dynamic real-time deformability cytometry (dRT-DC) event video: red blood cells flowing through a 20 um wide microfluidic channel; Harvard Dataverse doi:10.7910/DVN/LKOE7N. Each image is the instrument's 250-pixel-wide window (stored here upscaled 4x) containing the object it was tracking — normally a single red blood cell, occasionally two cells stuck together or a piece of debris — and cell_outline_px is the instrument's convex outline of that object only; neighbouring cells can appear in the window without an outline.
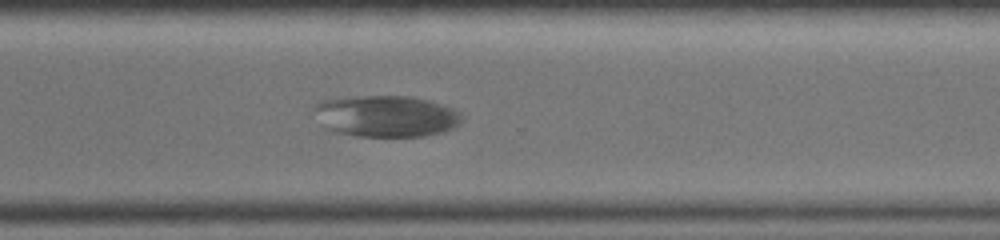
{"species": "common noctule bat (a hibernating species)", "species_latin": "Nyctalus noctula", "temperature_condition": "warm", "stored_images_in_passage": 49, "camera_frame_rate_fps": 3000, "um_per_image_px": 0.085, "animal": {"sex": "female", "body_mass_g": 19.0, "forearm_length_mm": 51.5}, "frame": {"image": 1, "passage_image": 36, "time_ms": 11.667, "image_size_px": [1000, 240], "cell_outline_px": [[460, 124], [444, 132], [424, 136], [356, 136], [336, 132], [328, 128], [316, 108], [316, 104], [320, 100], [356, 96], [408, 96], [428, 100], [452, 108], [460, 112]], "centroid_in_image_um": [32.89, 9.87], "position_along_channel_um": 337.7, "area_um2": 35.03}}
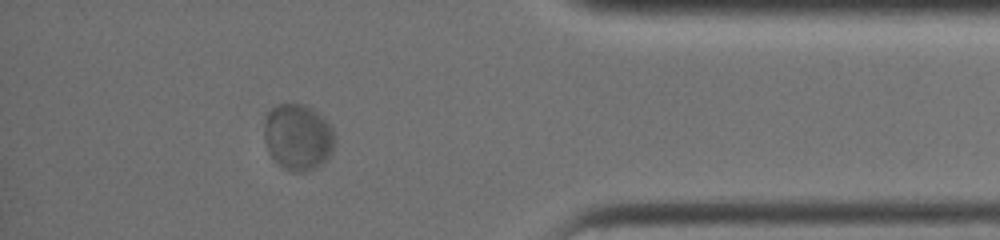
{"frame": {"image": 2, "passage_image": 43, "time_ms": 14.0, "image_size_px": [1000, 240], "cell_outline_px": [[336, 140], [332, 152], [324, 164], [308, 172], [292, 172], [280, 168], [268, 152], [264, 140], [264, 116], [276, 104], [304, 104], [312, 108], [324, 116], [332, 128], [336, 136]], "centroid_in_image_um": [25.33, 11.67], "position_along_channel_um": 409.9, "area_um2": 28.21}}